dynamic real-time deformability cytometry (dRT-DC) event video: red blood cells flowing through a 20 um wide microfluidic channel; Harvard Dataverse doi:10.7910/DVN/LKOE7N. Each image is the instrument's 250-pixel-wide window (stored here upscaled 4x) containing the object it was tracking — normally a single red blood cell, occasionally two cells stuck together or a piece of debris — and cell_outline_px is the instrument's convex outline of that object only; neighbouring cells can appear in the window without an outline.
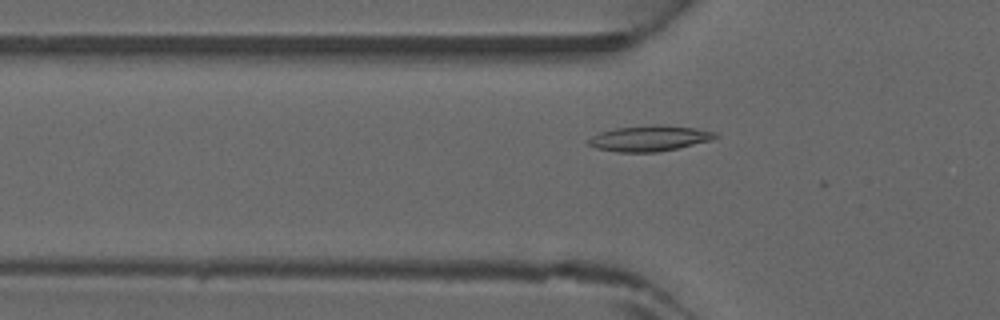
{"species": "common noctule bat (a hibernating species)", "species_latin": "Nyctalus noctula", "temperature_condition": "warm", "stored_images_in_passage": 22, "camera_frame_rate_fps": 3000, "um_per_image_px": 0.085, "animal": {"sex": "male", "forearm_length_mm": 52.5}, "frame": {"image": 1, "passage_image": 3, "time_ms": 0.667, "image_size_px": [1000, 320], "cell_outline_px": [[720, 136], [712, 140], [676, 148], [656, 152], [616, 152], [596, 148], [588, 144], [588, 140], [592, 136], [600, 132], [616, 128], [656, 124], [660, 124], [696, 128], [716, 132]], "centroid_in_image_um": [55.22, 11.75], "position_along_channel_um": 70.6, "area_um2": 18.96}}
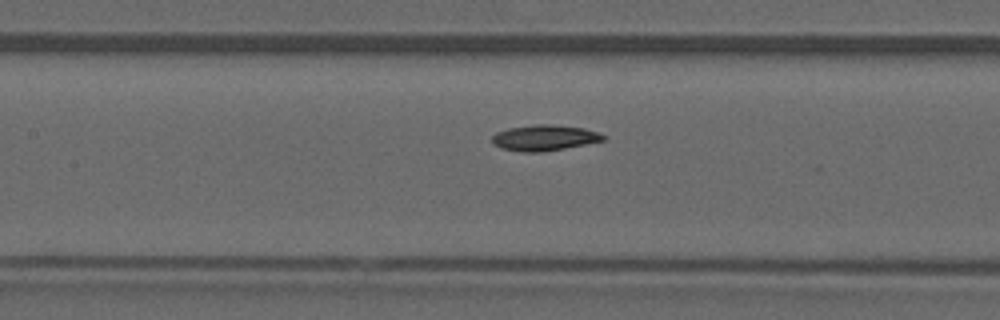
{"frame": {"image": 2, "passage_image": 9, "time_ms": 2.667, "image_size_px": [1000, 320], "cell_outline_px": [[608, 136], [604, 140], [564, 148], [540, 152], [524, 152], [500, 148], [492, 144], [492, 136], [496, 132], [508, 128], [536, 124], [552, 124], [584, 128], [600, 132]], "centroid_in_image_um": [46.27, 11.7], "position_along_channel_um": 161.1, "area_um2": 16.76}}
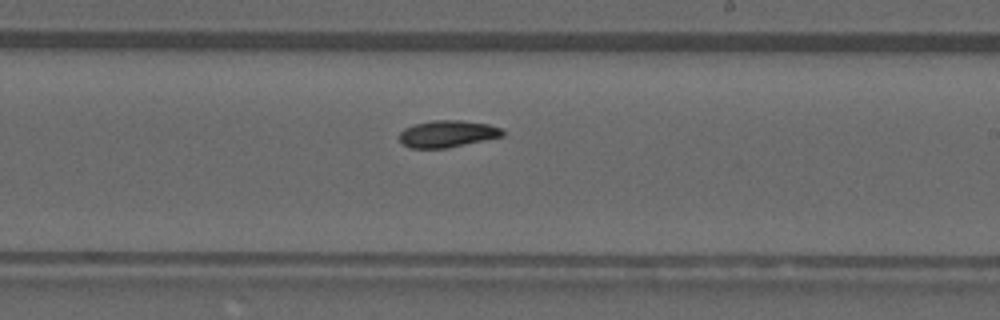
{"frame": {"image": 3, "passage_image": 15, "time_ms": 4.667, "image_size_px": [1000, 320], "cell_outline_px": [[504, 136], [448, 148], [408, 148], [400, 144], [400, 132], [404, 128], [412, 124], [432, 120], [460, 120], [488, 124], [500, 128], [504, 132]], "centroid_in_image_um": [37.99, 11.38], "position_along_channel_um": 251.0, "area_um2": 16.36}}